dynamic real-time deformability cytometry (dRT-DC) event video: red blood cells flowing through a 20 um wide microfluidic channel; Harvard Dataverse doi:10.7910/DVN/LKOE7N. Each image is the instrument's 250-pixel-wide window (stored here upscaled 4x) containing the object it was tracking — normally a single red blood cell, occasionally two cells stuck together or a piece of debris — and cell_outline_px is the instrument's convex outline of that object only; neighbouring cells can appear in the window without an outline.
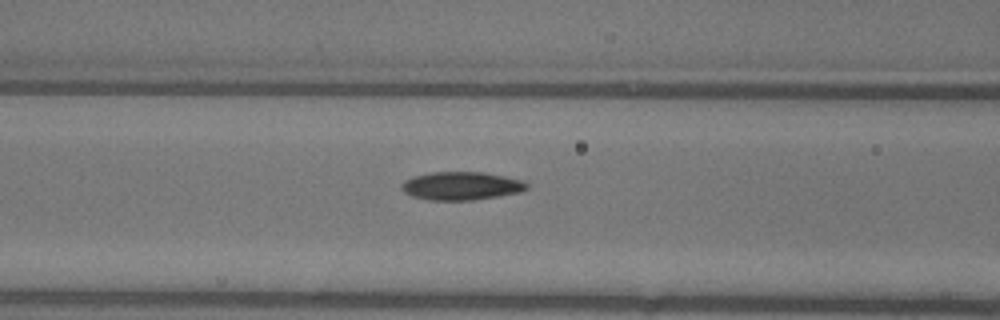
{"species": "common noctule bat (a hibernating species)", "species_latin": "Nyctalus noctula", "temperature_condition": "warm", "stored_images_in_passage": 26, "camera_frame_rate_fps": 3000, "um_per_image_px": 0.085, "animal": {"sex": "female"}, "frame": {"image": 1, "passage_image": 6, "time_ms": 1.667, "image_size_px": [1000, 320], "cell_outline_px": [[528, 188], [520, 192], [472, 200], [428, 200], [412, 196], [404, 192], [400, 188], [400, 184], [404, 180], [412, 176], [432, 172], [484, 172], [524, 180], [528, 184]], "centroid_in_image_um": [39.18, 15.79], "position_along_channel_um": 127.4, "area_um2": 20.69}}
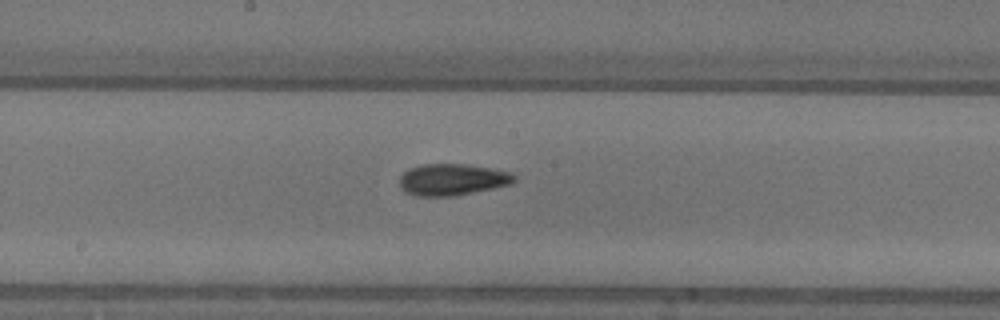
{"frame": {"image": 2, "passage_image": 12, "time_ms": 3.667, "image_size_px": [1000, 320], "cell_outline_px": [[516, 180], [512, 184], [452, 196], [416, 196], [404, 192], [400, 188], [400, 176], [408, 168], [420, 164], [468, 164], [492, 168], [512, 172], [516, 176]], "centroid_in_image_um": [38.44, 15.25], "position_along_channel_um": 209.8, "area_um2": 21.33}}
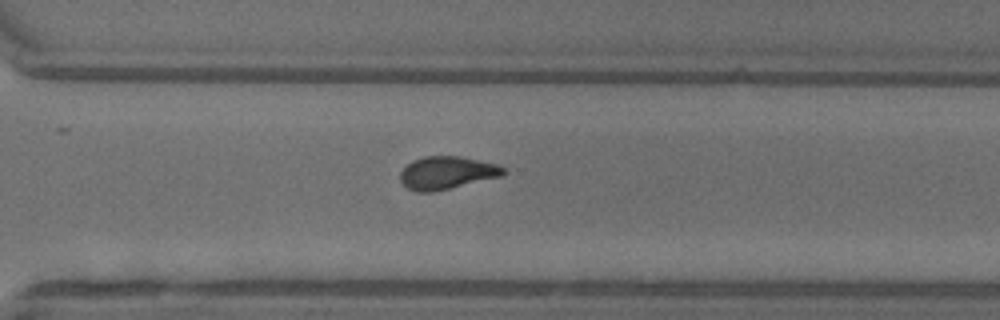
{"frame": {"image": 3, "passage_image": 21, "time_ms": 6.667, "image_size_px": [1000, 320], "cell_outline_px": [[508, 172], [504, 176], [432, 192], [420, 192], [408, 188], [400, 180], [400, 172], [412, 160], [424, 156], [460, 156], [500, 164], [508, 168]], "centroid_in_image_um": [38.07, 14.67], "position_along_channel_um": 332.5, "area_um2": 20.0}}